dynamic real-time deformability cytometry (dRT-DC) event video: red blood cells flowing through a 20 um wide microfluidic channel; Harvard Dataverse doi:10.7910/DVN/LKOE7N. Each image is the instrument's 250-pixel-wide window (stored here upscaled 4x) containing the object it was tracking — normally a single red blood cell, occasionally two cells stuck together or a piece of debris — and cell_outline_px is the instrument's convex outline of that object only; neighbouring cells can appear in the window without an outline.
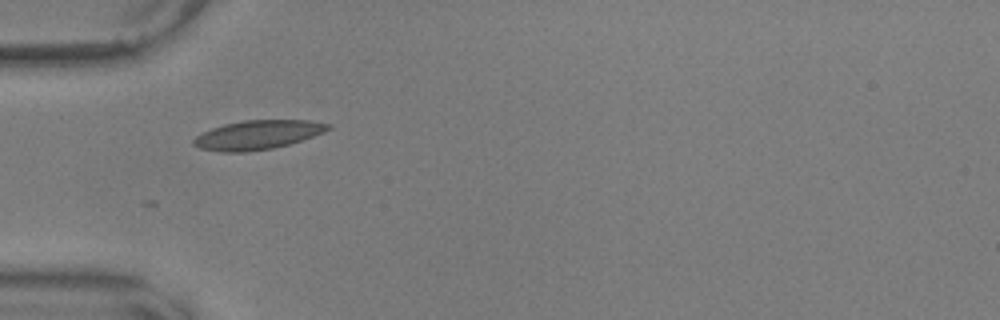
{"species": "common noctule bat (a hibernating species)", "species_latin": "Nyctalus noctula", "temperature_condition": "warm", "stored_images_in_passage": 39, "camera_frame_rate_fps": 3000, "um_per_image_px": 0.085, "animal": {"sex": "male", "body_mass_g": 17.9, "forearm_length_mm": 54.2}, "frame": {"image": 1, "passage_image": 1, "time_ms": 0.0, "image_size_px": [1000, 320], "cell_outline_px": [[332, 128], [324, 132], [288, 144], [272, 148], [248, 152], [220, 152], [200, 148], [192, 144], [192, 140], [196, 136], [212, 128], [224, 124], [244, 120], [308, 120], [332, 124]], "centroid_in_image_um": [21.89, 11.46], "position_along_channel_um": 63.1, "area_um2": 22.72}}
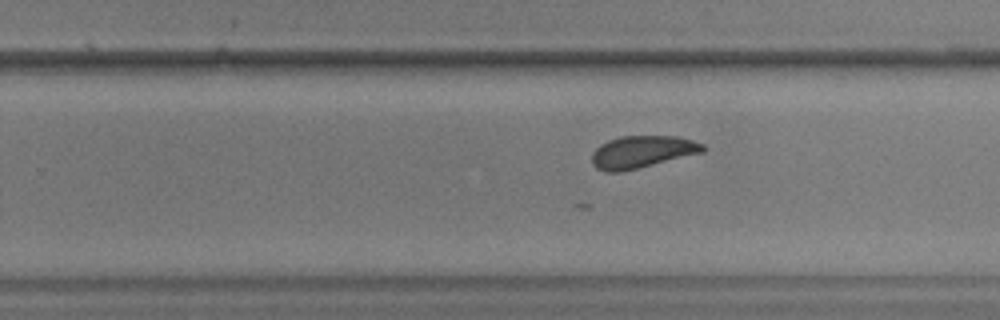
{"frame": {"image": 2, "passage_image": 19, "time_ms": 6.0, "image_size_px": [1000, 320], "cell_outline_px": [[704, 152], [620, 172], [604, 172], [596, 168], [592, 164], [592, 152], [600, 144], [608, 140], [620, 136], [676, 136], [692, 140], [704, 144]], "centroid_in_image_um": [54.54, 12.9], "position_along_channel_um": 275.3, "area_um2": 20.81}}
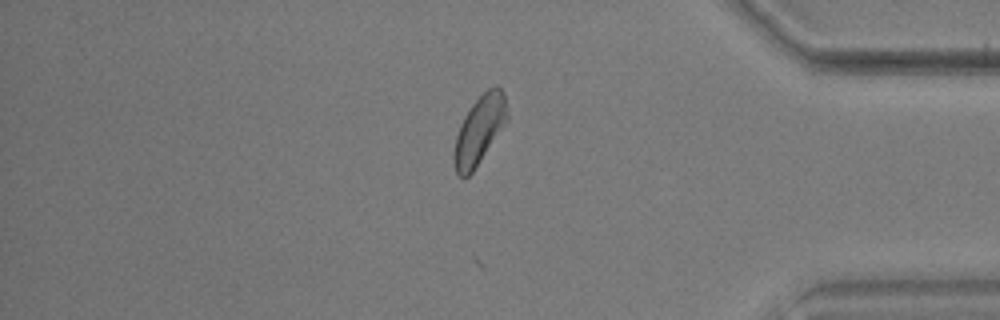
{"frame": {"image": 3, "passage_image": 31, "time_ms": 10.0, "image_size_px": [1000, 320], "cell_outline_px": [[508, 120], [472, 172], [464, 180], [456, 172], [452, 156], [456, 136], [460, 124], [464, 116], [472, 104], [488, 88], [496, 84], [504, 92], [508, 112]], "centroid_in_image_um": [40.75, 11.04], "position_along_channel_um": 394.5, "area_um2": 21.15}}